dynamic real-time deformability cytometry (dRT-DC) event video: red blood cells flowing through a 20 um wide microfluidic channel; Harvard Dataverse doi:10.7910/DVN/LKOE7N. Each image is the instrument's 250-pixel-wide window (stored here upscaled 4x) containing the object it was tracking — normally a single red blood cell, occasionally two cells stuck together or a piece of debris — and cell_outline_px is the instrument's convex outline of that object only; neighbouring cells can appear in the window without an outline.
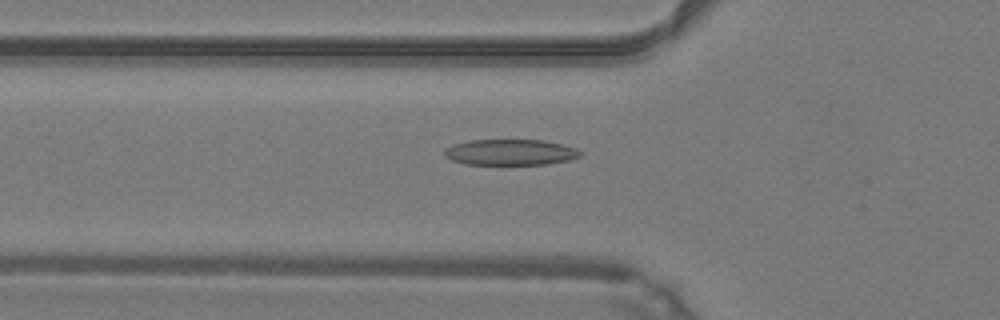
{"species": "common noctule bat (a hibernating species)", "species_latin": "Nyctalus noctula", "temperature_condition": "warm", "stored_images_in_passage": 39, "camera_frame_rate_fps": 3000, "um_per_image_px": 0.085, "animal": {"sex": "male", "body_mass_g": 19.2, "forearm_length_mm": 51.8}, "frame": {"image": 1, "passage_image": 9, "time_ms": 2.667, "image_size_px": [1000, 320], "cell_outline_px": [[584, 152], [580, 156], [568, 160], [548, 164], [464, 164], [452, 160], [444, 156], [444, 148], [468, 140], [544, 140], [576, 148]], "centroid_in_image_um": [43.38, 12.94], "position_along_channel_um": 82.4, "area_um2": 20.46}}
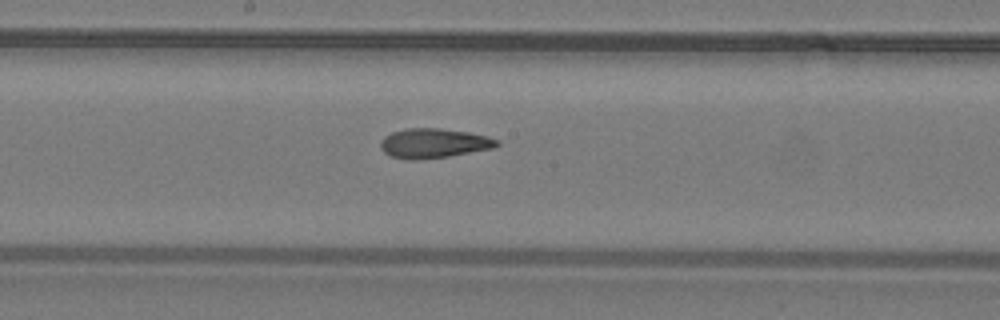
{"frame": {"image": 2, "passage_image": 18, "time_ms": 5.667, "image_size_px": [1000, 320], "cell_outline_px": [[500, 144], [492, 148], [448, 156], [420, 160], [408, 160], [392, 156], [384, 152], [380, 148], [380, 140], [384, 136], [392, 132], [404, 128], [440, 128], [468, 132], [488, 136], [500, 140]], "centroid_in_image_um": [36.85, 12.17], "position_along_channel_um": 211.4, "area_um2": 20.17}}
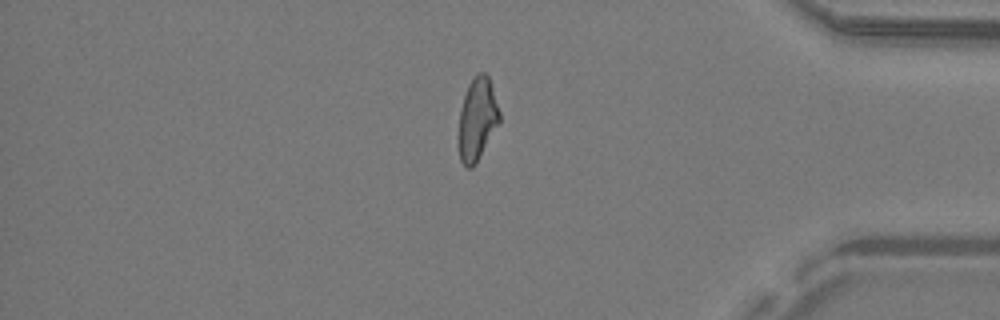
{"frame": {"image": 3, "passage_image": 33, "time_ms": 10.667, "image_size_px": [1000, 320], "cell_outline_px": [[500, 120], [476, 164], [472, 168], [468, 168], [460, 160], [456, 144], [456, 136], [460, 108], [468, 84], [476, 72], [484, 72], [488, 76], [500, 112]], "centroid_in_image_um": [40.51, 10.16], "position_along_channel_um": 394.7, "area_um2": 20.11}}